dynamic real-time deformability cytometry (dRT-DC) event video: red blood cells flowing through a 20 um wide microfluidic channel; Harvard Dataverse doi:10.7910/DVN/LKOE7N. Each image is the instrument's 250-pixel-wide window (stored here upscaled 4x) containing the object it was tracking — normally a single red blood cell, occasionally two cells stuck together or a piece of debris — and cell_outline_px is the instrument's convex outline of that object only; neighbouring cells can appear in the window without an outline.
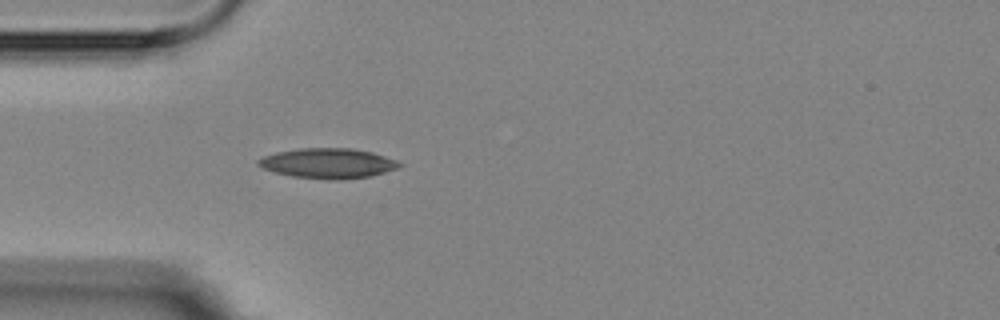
{"species": "Egyptian fruit bat (a non-hibernating species)", "species_latin": "Rousettus aegyptiacus", "temperature_condition": "room temperature", "stored_images_in_passage": 4, "camera_frame_rate_fps": 3000, "um_per_image_px": 0.085, "animal": {"sex": "female"}, "frame": {"image": 1, "passage_image": 4, "time_ms": 3.667, "image_size_px": [1000, 320], "cell_outline_px": [[404, 164], [396, 168], [372, 176], [292, 176], [276, 172], [264, 168], [256, 164], [256, 160], [264, 156], [276, 152], [300, 148], [352, 148], [372, 152], [396, 160]], "centroid_in_image_um": [27.85, 13.81], "position_along_channel_um": 57.1, "area_um2": 23.41}}